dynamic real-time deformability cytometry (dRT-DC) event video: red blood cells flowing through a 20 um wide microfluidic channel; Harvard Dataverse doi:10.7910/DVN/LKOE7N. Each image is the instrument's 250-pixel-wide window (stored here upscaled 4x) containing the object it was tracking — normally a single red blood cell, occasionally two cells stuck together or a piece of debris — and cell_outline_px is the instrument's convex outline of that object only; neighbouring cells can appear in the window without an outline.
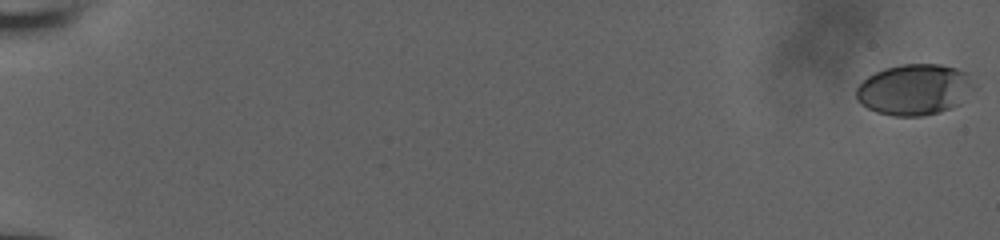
{"species": "human", "species_latin": "Homo sapiens", "temperature_condition": "room temperature", "stored_images_in_passage": 10, "camera_frame_rate_fps": 3000, "um_per_image_px": 0.085, "donor": {"sex": "male"}, "frame": {"image": 1, "passage_image": 1, "time_ms": 0.0, "image_size_px": [1000, 240], "cell_outline_px": [[976, 88], [960, 104], [936, 112], [920, 116], [892, 116], [876, 112], [860, 104], [856, 100], [856, 88], [868, 76], [884, 68], [900, 64], [940, 64], [956, 68], [968, 72], [976, 84]], "centroid_in_image_um": [77.75, 7.6], "position_along_channel_um": 7.2, "area_um2": 35.32}}
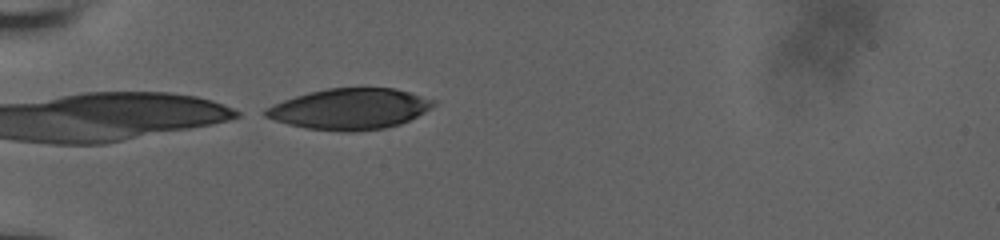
{"frame": {"image": 2, "passage_image": 10, "time_ms": 3.0, "image_size_px": [1000, 240], "cell_outline_px": [[436, 104], [424, 112], [400, 124], [384, 128], [352, 132], [344, 132], [308, 128], [288, 124], [264, 116], [264, 108], [284, 100], [308, 92], [328, 88], [396, 88], [436, 100]], "centroid_in_image_um": [29.74, 9.25], "position_along_channel_um": 55.3, "area_um2": 39.82}}